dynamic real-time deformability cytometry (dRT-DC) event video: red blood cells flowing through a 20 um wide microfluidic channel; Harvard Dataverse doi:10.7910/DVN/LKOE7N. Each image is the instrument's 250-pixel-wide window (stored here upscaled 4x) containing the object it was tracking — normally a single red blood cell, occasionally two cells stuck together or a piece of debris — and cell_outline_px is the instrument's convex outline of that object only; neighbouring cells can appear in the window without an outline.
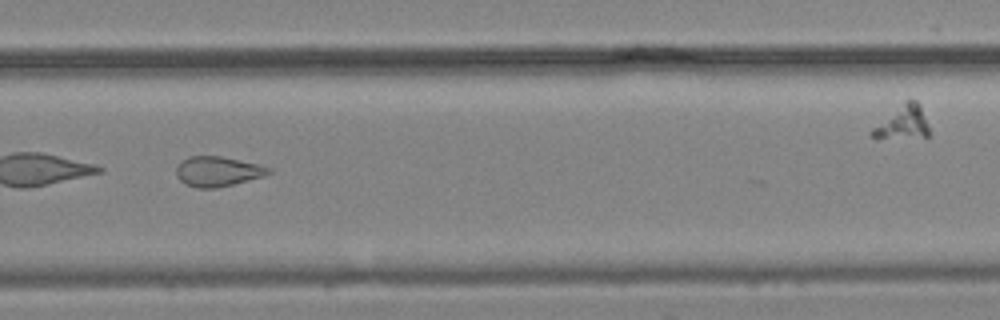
{"species": "common noctule bat (a hibernating species)", "species_latin": "Nyctalus noctula", "temperature_condition": "cold", "stored_images_in_passage": 41, "camera_frame_rate_fps": 3000, "um_per_image_px": 0.085, "animal": {"sex": "male", "body_mass_g": 19.2, "forearm_length_mm": 51.8}, "frame": {"image": 1, "passage_image": 26, "time_ms": 8.333, "image_size_px": [1000, 320], "cell_outline_px": [[272, 172], [264, 176], [216, 188], [196, 188], [184, 184], [176, 176], [176, 168], [188, 156], [220, 156], [260, 164], [272, 168]], "centroid_in_image_um": [18.52, 14.57], "position_along_channel_um": 311.3, "area_um2": 16.13}}
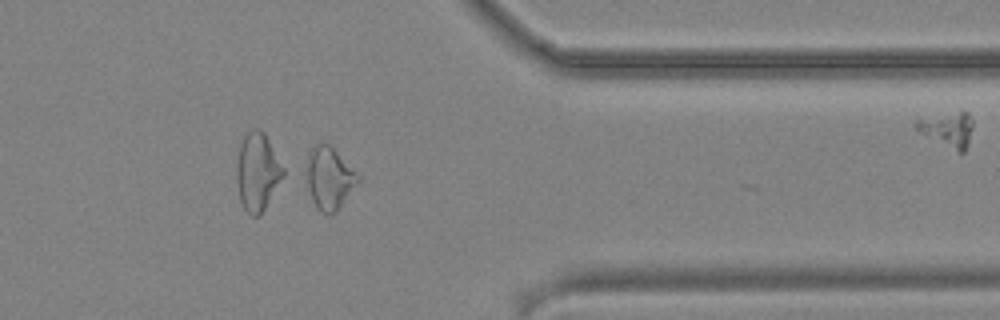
{"frame": {"image": 2, "passage_image": 32, "time_ms": 10.333, "image_size_px": [1000, 320], "cell_outline_px": [[360, 180], [336, 212], [328, 216], [320, 212], [316, 208], [312, 200], [308, 188], [308, 152], [320, 140], [328, 144], [360, 176]], "centroid_in_image_um": [27.99, 15.17], "position_along_channel_um": 383.4, "area_um2": 18.44}}